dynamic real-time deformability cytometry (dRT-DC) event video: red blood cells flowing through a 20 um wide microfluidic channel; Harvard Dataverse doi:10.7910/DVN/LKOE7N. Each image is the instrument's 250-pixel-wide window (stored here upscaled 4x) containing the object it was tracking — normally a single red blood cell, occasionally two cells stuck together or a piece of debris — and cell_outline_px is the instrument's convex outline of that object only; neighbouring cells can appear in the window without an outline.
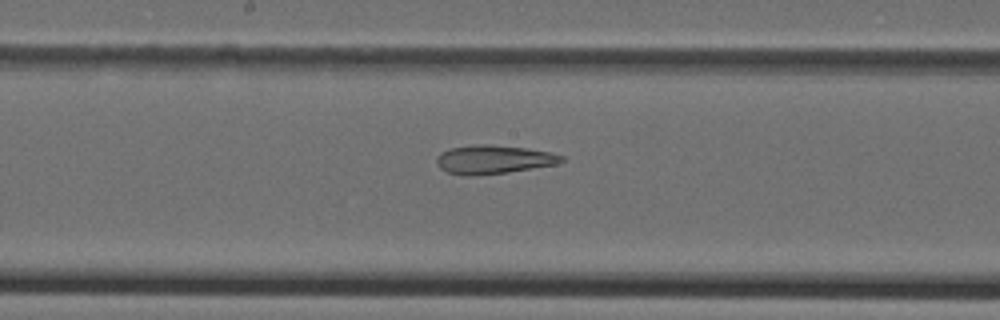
{"species": "Egyptian fruit bat (a non-hibernating species)", "species_latin": "Rousettus aegyptiacus", "temperature_condition": "cold", "stored_images_in_passage": 39, "segment_of_instrument_passage": [1, 2], "camera_frame_rate_fps": 3000, "um_per_image_px": 0.085, "animal": {"sex": "female"}, "frame": {"image": 1, "passage_image": 25, "time_ms": 8.0, "image_size_px": [1000, 320], "cell_outline_px": [[564, 160], [556, 164], [508, 172], [472, 176], [464, 176], [448, 172], [440, 168], [436, 164], [436, 156], [440, 152], [448, 148], [480, 144], [488, 144], [524, 148], [548, 152], [564, 156]], "centroid_in_image_um": [41.88, 13.56], "position_along_channel_um": 206.3, "area_um2": 20.81}}
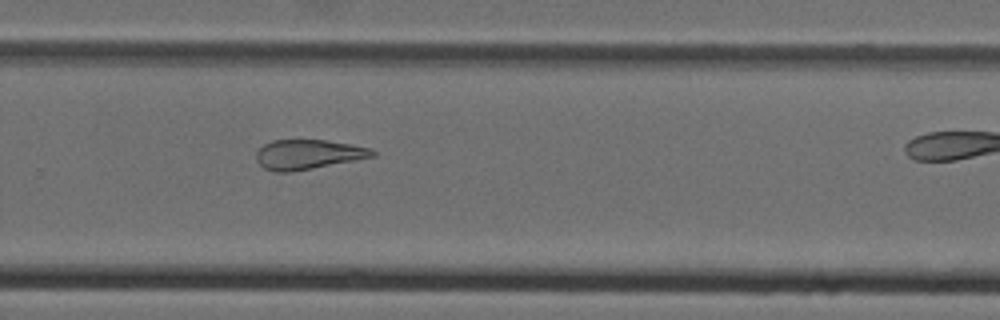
{"frame": {"image": 2, "passage_image": 32, "time_ms": 10.333, "image_size_px": [1000, 320], "cell_outline_px": [[376, 156], [292, 172], [276, 172], [264, 168], [256, 160], [256, 152], [264, 144], [272, 140], [328, 140], [352, 144], [368, 148], [376, 152]], "centroid_in_image_um": [26.17, 13.12], "position_along_channel_um": 303.6, "area_um2": 20.06}}
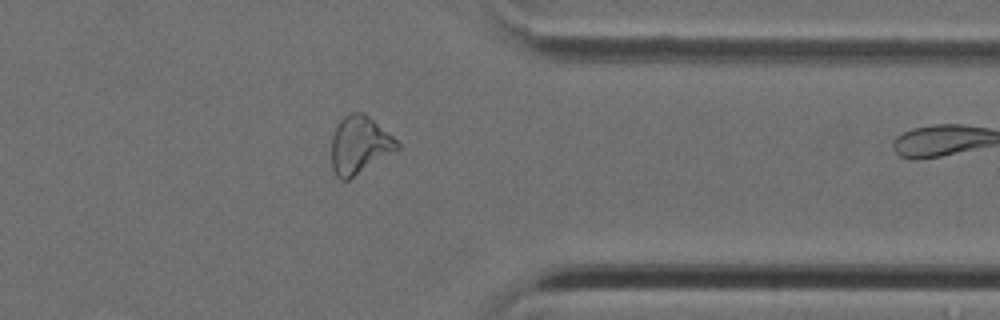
{"frame": {"image": 3, "passage_image": 38, "time_ms": 12.333, "image_size_px": [1000, 320], "cell_outline_px": [[400, 148], [348, 180], [340, 180], [336, 176], [332, 168], [332, 136], [340, 120], [348, 112], [364, 112], [392, 136], [400, 144]], "centroid_in_image_um": [30.54, 12.32], "position_along_channel_um": 380.9, "area_um2": 21.91}}